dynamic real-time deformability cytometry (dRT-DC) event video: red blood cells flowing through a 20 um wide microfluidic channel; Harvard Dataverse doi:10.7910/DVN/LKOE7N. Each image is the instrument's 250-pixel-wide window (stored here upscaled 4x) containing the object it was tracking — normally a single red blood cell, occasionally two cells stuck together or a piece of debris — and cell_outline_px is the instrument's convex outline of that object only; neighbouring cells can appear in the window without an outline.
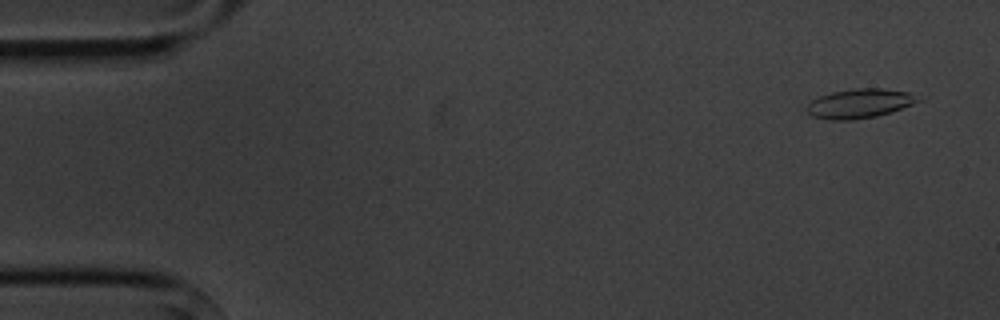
{"species": "common noctule bat (a hibernating species)", "species_latin": "Nyctalus noctula", "temperature_condition": "cold", "stored_images_in_passage": 4, "segment_of_instrument_passage": [2, 2], "camera_frame_rate_fps": 3000, "um_per_image_px": 0.085, "animal": {"sex": "male", "body_mass_g": 20.1, "forearm_length_mm": 53.5}, "frame": {"image": 1, "passage_image": 4, "time_ms": 3.333, "image_size_px": [1000, 320], "cell_outline_px": [[924, 100], [892, 112], [876, 116], [852, 120], [828, 120], [812, 116], [804, 108], [812, 100], [820, 96], [832, 92], [856, 88], [880, 88], [908, 92]], "centroid_in_image_um": [73.07, 8.8], "position_along_channel_um": 11.9, "area_um2": 19.07}}